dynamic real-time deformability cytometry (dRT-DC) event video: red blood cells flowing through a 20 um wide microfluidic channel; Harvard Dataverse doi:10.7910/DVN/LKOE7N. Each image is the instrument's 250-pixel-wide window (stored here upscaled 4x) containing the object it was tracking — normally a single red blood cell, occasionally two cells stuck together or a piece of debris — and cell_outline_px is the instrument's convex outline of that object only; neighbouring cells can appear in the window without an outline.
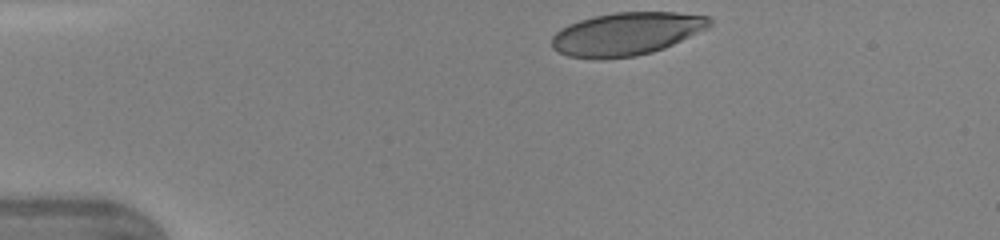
{"species": "human", "species_latin": "Homo sapiens", "temperature_condition": "warm", "stored_images_in_passage": 31, "camera_frame_rate_fps": 3000, "um_per_image_px": 0.085, "donor": {"sex": "female"}, "frame": {"image": 1, "passage_image": 1, "time_ms": 0.0, "image_size_px": [1000, 240], "cell_outline_px": [[712, 24], [708, 28], [664, 48], [652, 52], [636, 56], [596, 60], [568, 56], [552, 48], [552, 36], [560, 28], [580, 20], [596, 16], [616, 12], [676, 12], [708, 16], [712, 20]], "centroid_in_image_um": [53.25, 2.88], "position_along_channel_um": 31.8, "area_um2": 39.54}}
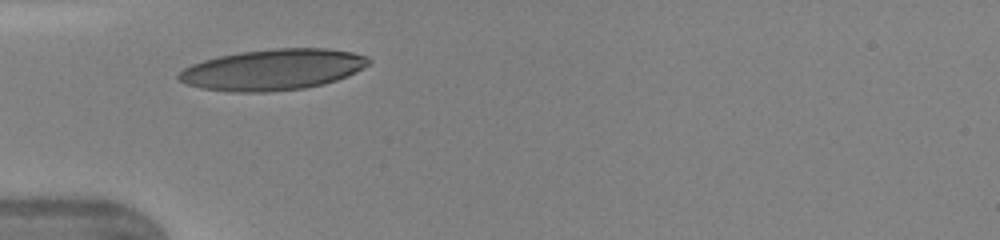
{"frame": {"image": 2, "passage_image": 7, "time_ms": 2.0, "image_size_px": [1000, 240], "cell_outline_px": [[372, 60], [368, 64], [356, 72], [336, 80], [324, 84], [304, 88], [264, 92], [232, 92], [200, 88], [188, 84], [180, 80], [176, 76], [184, 68], [192, 64], [204, 60], [220, 56], [240, 52], [272, 48], [328, 48], [352, 52], [368, 56]], "centroid_in_image_um": [23.21, 5.91], "position_along_channel_um": 61.8, "area_um2": 45.32}}
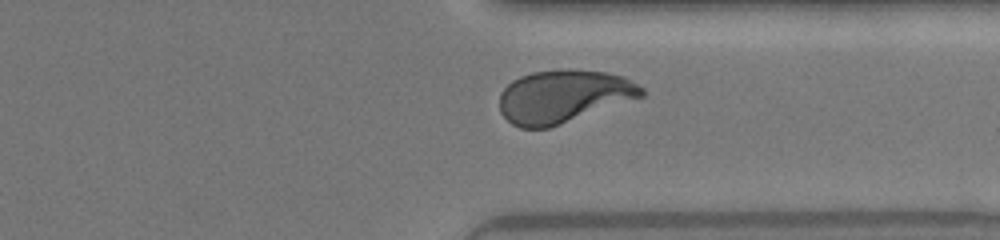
{"frame": {"image": 3, "passage_image": 28, "time_ms": 9.0, "image_size_px": [1000, 240], "cell_outline_px": [[644, 96], [548, 128], [520, 128], [512, 124], [500, 112], [500, 92], [512, 80], [520, 76], [532, 72], [560, 68], [568, 68], [608, 72], [624, 76], [644, 88]], "centroid_in_image_um": [47.89, 8.16], "position_along_channel_um": 363.5, "area_um2": 43.99}, "authors_computed_cell_mechanics": {"area_um2": 43.4078, "velocity_mm_per_s": 4.3605, "shape_relaxation_time_tau1_ms": 4.0575, "shape_relaxation_time_tau2_ms": null, "deformation_change_tau1": 0.2061, "deformation_change_tau2": null}}